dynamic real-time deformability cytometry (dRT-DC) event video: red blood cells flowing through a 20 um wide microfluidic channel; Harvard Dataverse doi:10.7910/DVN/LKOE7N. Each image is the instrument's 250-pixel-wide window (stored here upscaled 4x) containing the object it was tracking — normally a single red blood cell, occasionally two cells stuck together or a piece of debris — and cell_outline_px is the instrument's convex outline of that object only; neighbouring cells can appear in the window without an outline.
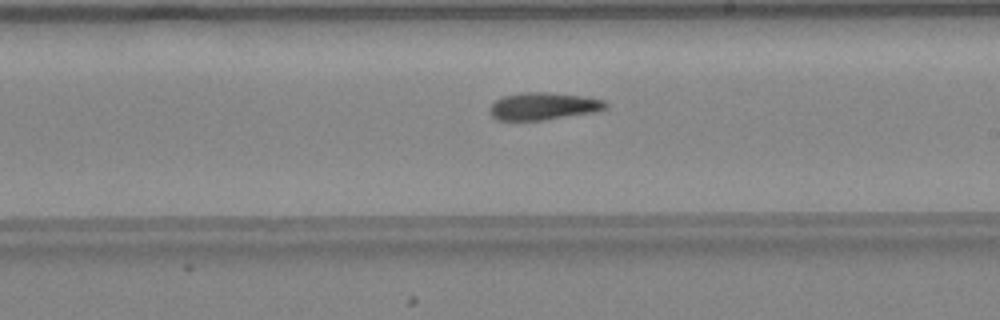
{"species": "common noctule bat (a hibernating species)", "species_latin": "Nyctalus noctula", "temperature_condition": "warm", "stored_images_in_passage": 47, "camera_frame_rate_fps": 3000, "um_per_image_px": 0.085, "animal": {"sex": "female", "body_mass_g": 24.6, "forearm_length_mm": 56.2}, "frame": {"image": 1, "passage_image": 27, "time_ms": 8.667, "image_size_px": [1000, 320], "cell_outline_px": [[608, 108], [596, 112], [540, 120], [496, 120], [492, 116], [488, 108], [496, 100], [504, 96], [520, 92], [548, 92], [584, 96], [604, 100], [608, 104]], "centroid_in_image_um": [46.2, 9.02], "position_along_channel_um": 242.8, "area_um2": 18.55}, "authors_computed_cell_mechanics": {"area_um2": 18.496, "velocity_mm_per_s": 4.2841, "shape_relaxation_time_tau1_ms": null, "shape_relaxation_time_tau2_ms": 2.9536, "deformation_change_tau1": null, "deformation_change_tau2": 0.0792}}